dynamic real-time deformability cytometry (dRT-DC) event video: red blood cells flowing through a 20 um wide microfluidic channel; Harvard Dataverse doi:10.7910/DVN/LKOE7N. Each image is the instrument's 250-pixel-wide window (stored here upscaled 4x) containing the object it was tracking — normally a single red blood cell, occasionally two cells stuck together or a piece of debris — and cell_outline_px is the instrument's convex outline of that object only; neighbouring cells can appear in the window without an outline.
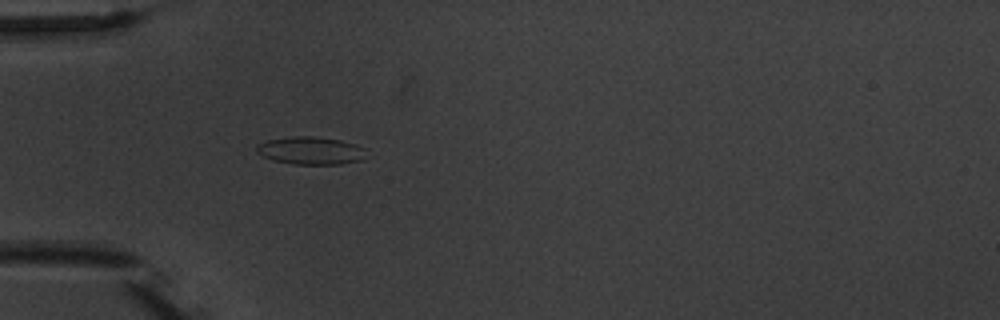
{"species": "common noctule bat (a hibernating species)", "species_latin": "Nyctalus noctula", "temperature_condition": "warm", "stored_images_in_passage": 2, "camera_frame_rate_fps": 3000, "um_per_image_px": 0.085, "animal": {"sex": "male", "body_mass_g": 20.1, "forearm_length_mm": 53.5}, "frame": {"image": 1, "passage_image": 2, "time_ms": 2.333, "image_size_px": [1000, 320], "cell_outline_px": [[368, 148], [364, 160], [340, 164], [292, 164], [272, 160], [256, 152], [256, 144], [268, 140], [292, 136], [312, 136], [340, 140], [356, 144]], "centroid_in_image_um": [26.46, 12.8], "position_along_channel_um": 58.5, "area_um2": 17.98}}